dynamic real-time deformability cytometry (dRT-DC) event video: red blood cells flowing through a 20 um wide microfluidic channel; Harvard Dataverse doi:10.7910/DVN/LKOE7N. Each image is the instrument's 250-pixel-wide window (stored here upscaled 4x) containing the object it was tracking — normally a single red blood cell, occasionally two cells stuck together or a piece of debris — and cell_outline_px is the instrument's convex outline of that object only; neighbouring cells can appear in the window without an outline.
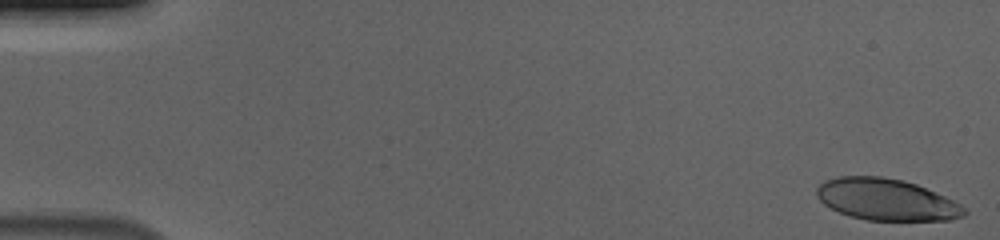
{"species": "human", "species_latin": "Homo sapiens", "temperature_condition": "cold", "stored_images_in_passage": 56, "camera_frame_rate_fps": 3000, "um_per_image_px": 0.085, "donor": {"sex": "male"}, "frame": {"image": 1, "passage_image": 1, "time_ms": 0.0, "image_size_px": [1000, 240], "cell_outline_px": [[968, 212], [964, 216], [952, 220], [868, 220], [852, 216], [840, 212], [824, 204], [816, 196], [816, 188], [824, 180], [840, 176], [880, 176], [904, 180], [916, 184], [944, 196], [960, 204]], "centroid_in_image_um": [75.34, 16.96], "position_along_channel_um": 9.7, "area_um2": 35.66}}
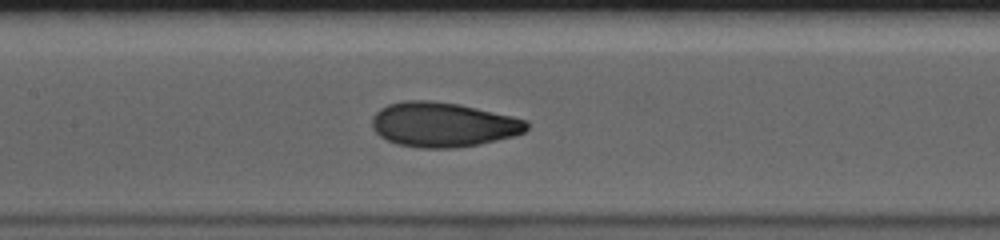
{"frame": {"image": 2, "passage_image": 27, "time_ms": 8.667, "image_size_px": [1000, 240], "cell_outline_px": [[528, 128], [524, 132], [512, 136], [480, 144], [456, 148], [420, 148], [396, 144], [380, 136], [372, 128], [372, 116], [380, 108], [388, 104], [404, 100], [432, 100], [460, 104], [512, 116], [528, 120]], "centroid_in_image_um": [37.64, 10.58], "position_along_channel_um": 169.8, "area_um2": 40.46}}
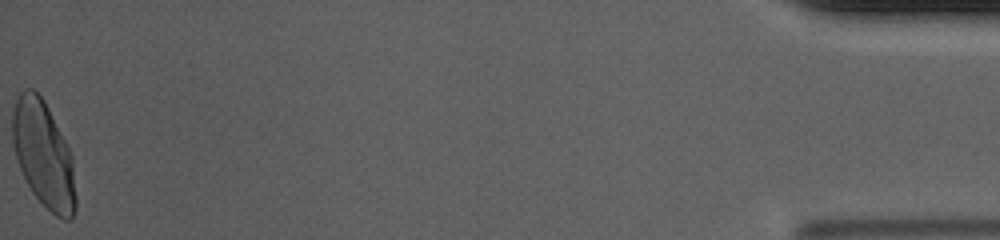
{"frame": {"image": 3, "passage_image": 56, "time_ms": 18.333, "image_size_px": [1000, 240], "cell_outline_px": [[76, 208], [72, 220], [64, 220], [56, 216], [32, 192], [16, 160], [12, 144], [12, 112], [16, 100], [20, 92], [24, 88], [32, 88], [44, 100], [72, 156], [76, 196]], "centroid_in_image_um": [3.69, 13.14], "position_along_channel_um": 431.5, "area_um2": 38.96}, "authors_computed_cell_mechanics": {"area_um2": 38.437, "velocity_mm_per_s": 3.6951, "shape_relaxation_time_tau1_ms": 4.1378, "shape_relaxation_time_tau2_ms": 0.7741, "deformation_change_tau1": 0.1866, "deformation_change_tau2": 0.0551}}